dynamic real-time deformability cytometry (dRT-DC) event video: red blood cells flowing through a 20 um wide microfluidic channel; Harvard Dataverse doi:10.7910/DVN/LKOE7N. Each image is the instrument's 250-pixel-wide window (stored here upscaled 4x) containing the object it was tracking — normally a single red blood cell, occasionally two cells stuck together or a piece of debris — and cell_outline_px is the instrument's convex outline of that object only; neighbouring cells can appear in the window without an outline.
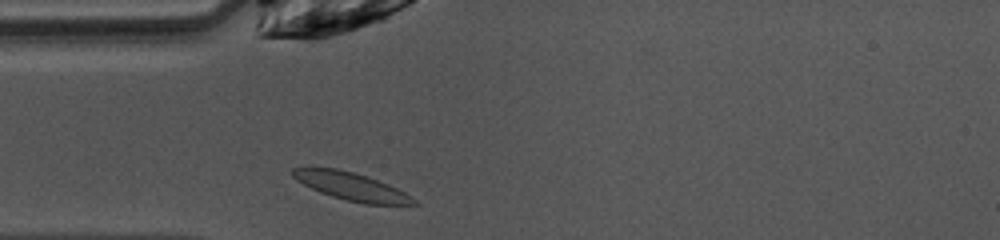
{"species": "common noctule bat (a hibernating species)", "species_latin": "Nyctalus noctula", "temperature_condition": "warm", "stored_images_in_passage": 31, "camera_frame_rate_fps": 3000, "um_per_image_px": 0.085, "animal": {"sex": "female", "body_mass_g": 10.0, "forearm_length_mm": 53.1}, "frame": {"image": 1, "passage_image": 1, "time_ms": 0.0, "image_size_px": [1000, 240], "cell_outline_px": [[420, 204], [364, 204], [332, 196], [320, 192], [296, 180], [292, 176], [292, 168], [336, 168], [352, 172], [388, 184], [404, 192], [416, 200]], "centroid_in_image_um": [29.86, 15.85], "position_along_channel_um": 55.1, "area_um2": 19.07}}
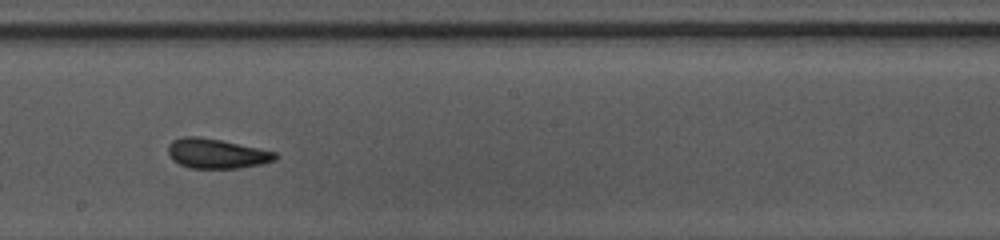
{"frame": {"image": 2, "passage_image": 14, "time_ms": 4.333, "image_size_px": [1000, 240], "cell_outline_px": [[280, 156], [276, 160], [260, 164], [236, 168], [188, 168], [172, 160], [168, 152], [168, 144], [172, 140], [184, 136], [200, 136], [260, 148], [276, 152]], "centroid_in_image_um": [18.4, 13.04], "position_along_channel_um": 229.8, "area_um2": 18.67}}
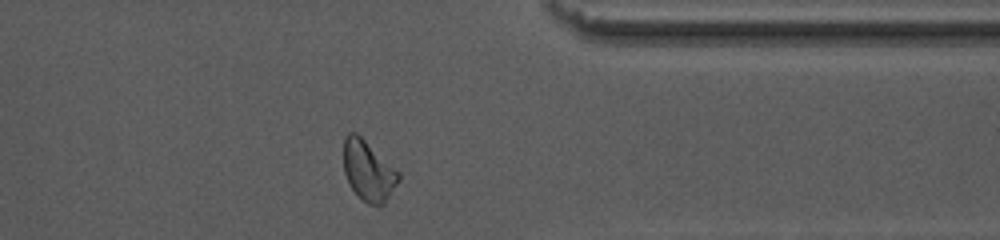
{"frame": {"image": 3, "passage_image": 26, "time_ms": 8.333, "image_size_px": [1000, 240], "cell_outline_px": [[400, 180], [384, 204], [368, 204], [360, 200], [352, 188], [344, 172], [344, 136], [348, 132], [356, 132], [400, 172]], "centroid_in_image_um": [31.31, 14.51], "position_along_channel_um": 380.1, "area_um2": 19.25}, "authors_computed_cell_mechanics": {"area_um2": 18.5538, "velocity_mm_per_s": 4.0608, "shape_relaxation_time_tau1_ms": 5.6678, "shape_relaxation_time_tau2_ms": 2.5395, "deformation_change_tau1": 0.1627, "deformation_change_tau2": 0.0784}}